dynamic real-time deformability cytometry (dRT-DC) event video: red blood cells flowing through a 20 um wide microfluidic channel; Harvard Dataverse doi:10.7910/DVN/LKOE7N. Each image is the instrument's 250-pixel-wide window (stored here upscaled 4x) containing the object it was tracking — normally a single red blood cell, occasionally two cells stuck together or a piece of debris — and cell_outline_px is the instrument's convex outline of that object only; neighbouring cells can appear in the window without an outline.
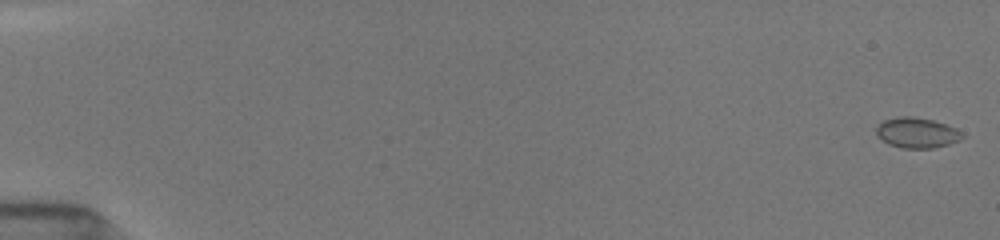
{"species": "common noctule bat (a hibernating species)", "species_latin": "Nyctalus noctula", "temperature_condition": "room temperature", "stored_images_in_passage": 49, "camera_frame_rate_fps": 3000, "um_per_image_px": 0.085, "animal": {"sex": "female", "body_mass_g": 19.5, "forearm_length_mm": 54.1}, "frame": {"image": 1, "passage_image": 1, "time_ms": 0.0, "image_size_px": [1000, 240], "cell_outline_px": [[964, 136], [960, 140], [948, 144], [932, 148], [900, 148], [888, 144], [876, 132], [876, 128], [884, 120], [900, 116], [912, 116], [932, 120], [956, 128]], "centroid_in_image_um": [77.94, 11.29], "position_along_channel_um": 7.1, "area_um2": 14.97}}
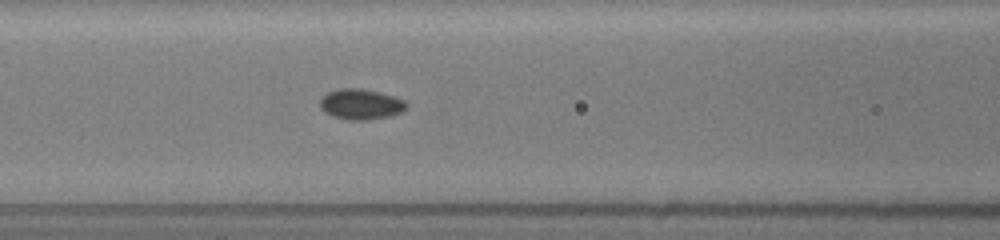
{"frame": {"image": 2, "passage_image": 24, "time_ms": 7.667, "image_size_px": [1000, 240], "cell_outline_px": [[408, 104], [400, 112], [388, 116], [368, 120], [348, 120], [332, 116], [324, 112], [320, 108], [320, 100], [328, 92], [340, 88], [364, 88], [380, 92], [404, 100]], "centroid_in_image_um": [30.64, 8.85], "position_along_channel_um": 136.0, "area_um2": 15.32}}
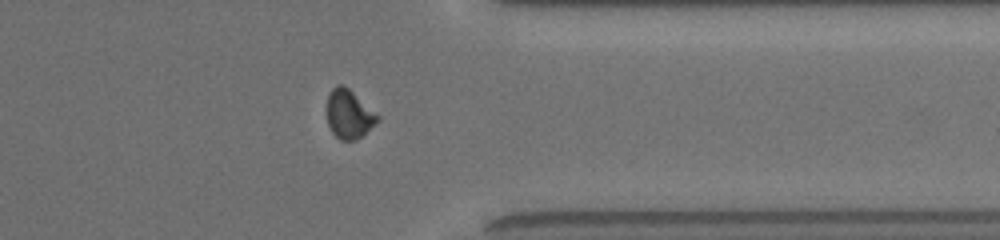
{"frame": {"image": 3, "passage_image": 43, "time_ms": 14.0, "image_size_px": [1000, 240], "cell_outline_px": [[380, 120], [376, 124], [356, 140], [340, 140], [332, 132], [328, 124], [328, 92], [336, 84], [344, 84], [380, 116]], "centroid_in_image_um": [29.68, 9.69], "position_along_channel_um": 381.7, "area_um2": 14.39}}